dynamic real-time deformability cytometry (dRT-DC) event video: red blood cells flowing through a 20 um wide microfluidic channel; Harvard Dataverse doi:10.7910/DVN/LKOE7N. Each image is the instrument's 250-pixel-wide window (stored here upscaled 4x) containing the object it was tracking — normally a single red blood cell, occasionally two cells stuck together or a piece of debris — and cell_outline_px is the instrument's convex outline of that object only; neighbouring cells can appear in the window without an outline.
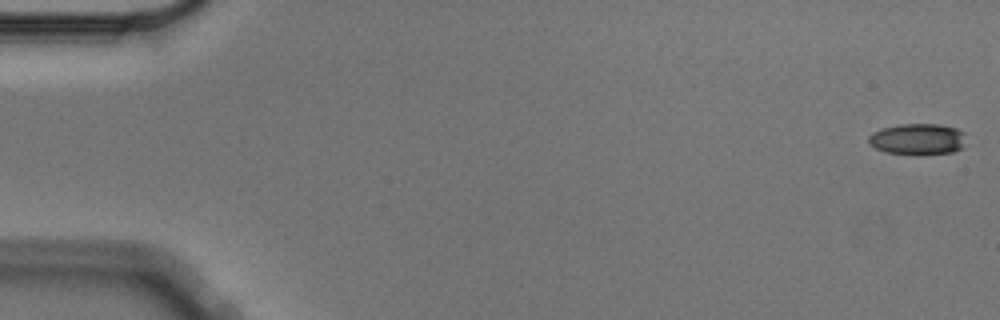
{"species": "Egyptian fruit bat (a non-hibernating species)", "species_latin": "Rousettus aegyptiacus", "temperature_condition": "cold", "stored_images_in_passage": 8, "camera_frame_rate_fps": 3000, "um_per_image_px": 0.085, "animal": {"sex": "male"}, "frame": {"image": 1, "passage_image": 1, "time_ms": 0.0, "image_size_px": [1000, 320], "cell_outline_px": [[964, 148], [952, 152], [916, 156], [884, 152], [868, 144], [868, 136], [872, 132], [884, 128], [900, 124], [940, 124], [956, 128], [964, 132]], "centroid_in_image_um": [78.0, 11.85], "position_along_channel_um": 7.0, "area_um2": 18.15}}
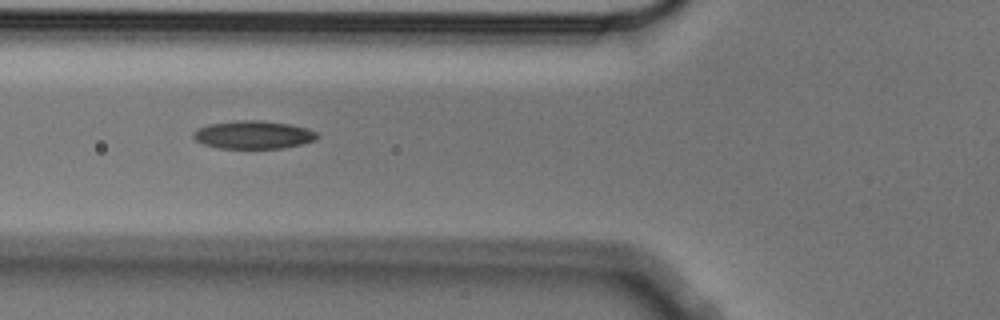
{"frame": {"image": 2, "passage_image": 6, "time_ms": 1.667, "image_size_px": [1000, 320], "cell_outline_px": [[320, 136], [316, 140], [284, 148], [216, 148], [204, 144], [196, 140], [192, 136], [192, 132], [196, 128], [208, 124], [236, 120], [260, 120], [288, 124], [308, 128], [316, 132]], "centroid_in_image_um": [21.51, 11.45], "position_along_channel_um": 104.3, "area_um2": 20.4}}
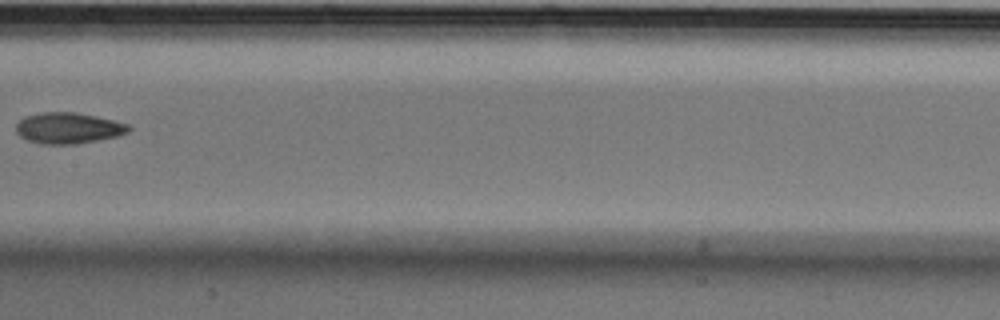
{"frame": {"image": 3, "passage_image": 8, "time_ms": 2.333, "image_size_px": [1000, 320], "cell_outline_px": [[132, 128], [128, 132], [116, 136], [76, 144], [40, 144], [28, 140], [20, 136], [16, 132], [16, 124], [24, 116], [40, 112], [76, 112], [96, 116], [128, 124]], "centroid_in_image_um": [5.77, 10.88], "position_along_channel_um": 201.6, "area_um2": 20.35}}